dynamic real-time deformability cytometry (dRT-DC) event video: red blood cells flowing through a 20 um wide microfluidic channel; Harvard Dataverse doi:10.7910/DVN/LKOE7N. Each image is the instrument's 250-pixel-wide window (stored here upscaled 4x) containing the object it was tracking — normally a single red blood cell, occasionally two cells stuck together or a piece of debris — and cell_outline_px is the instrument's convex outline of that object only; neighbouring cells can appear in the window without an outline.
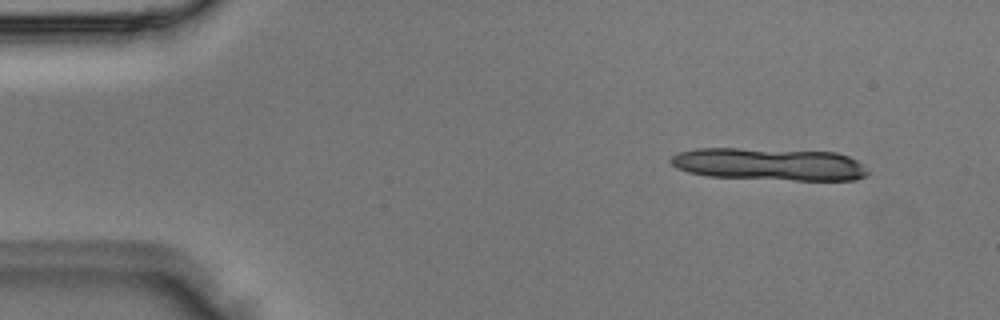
{"species": "Egyptian fruit bat (a non-hibernating species)", "species_latin": "Rousettus aegyptiacus", "temperature_condition": "room temperature", "stored_images_in_passage": 3, "camera_frame_rate_fps": 3000, "um_per_image_px": 0.085, "animal": {"sex": "male"}, "frame": {"image": 1, "passage_image": 1, "time_ms": 0.0, "image_size_px": [1000, 320], "cell_outline_px": [[868, 176], [856, 180], [796, 180], [708, 176], [688, 172], [676, 168], [668, 160], [672, 156], [680, 152], [696, 148], [740, 148], [836, 152], [848, 156], [864, 164], [868, 172]], "centroid_in_image_um": [65.41, 13.95], "position_along_channel_um": 19.6, "area_um2": 37.4}}